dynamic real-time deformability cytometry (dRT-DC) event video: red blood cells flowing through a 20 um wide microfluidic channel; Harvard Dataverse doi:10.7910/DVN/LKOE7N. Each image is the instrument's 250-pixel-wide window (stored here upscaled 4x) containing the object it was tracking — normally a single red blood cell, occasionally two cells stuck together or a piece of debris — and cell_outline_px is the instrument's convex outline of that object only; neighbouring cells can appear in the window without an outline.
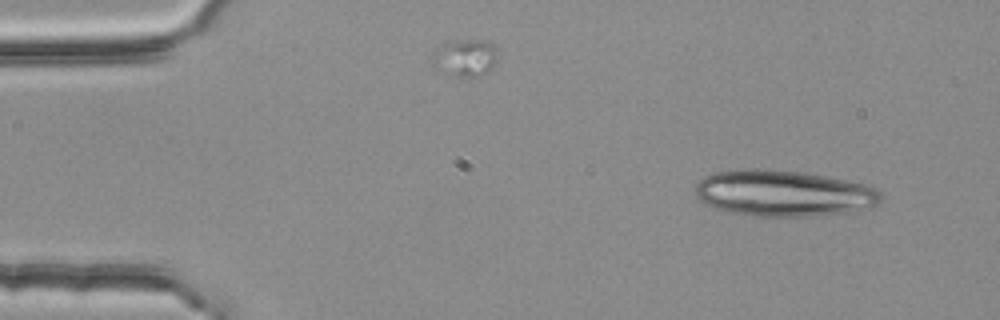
{"species": "common noctule bat (a hibernating species)", "species_latin": "Nyctalus noctula", "temperature_condition": "room temperature", "stored_images_in_passage": 3, "camera_frame_rate_fps": 3000, "um_per_image_px": 0.085, "animal": {"sex": "female", "body_mass_g": 25.1}, "frame": {"image": 1, "passage_image": 1, "time_ms": 0.0, "image_size_px": [1000, 320], "cell_outline_px": [[880, 200], [872, 208], [844, 212], [812, 216], [756, 216], [724, 212], [712, 208], [704, 204], [696, 196], [696, 184], [704, 176], [712, 172], [744, 168], [768, 168], [804, 172], [864, 184], [876, 188], [880, 192]], "centroid_in_image_um": [66.52, 16.42], "position_along_channel_um": 18.5, "area_um2": 50.4}}